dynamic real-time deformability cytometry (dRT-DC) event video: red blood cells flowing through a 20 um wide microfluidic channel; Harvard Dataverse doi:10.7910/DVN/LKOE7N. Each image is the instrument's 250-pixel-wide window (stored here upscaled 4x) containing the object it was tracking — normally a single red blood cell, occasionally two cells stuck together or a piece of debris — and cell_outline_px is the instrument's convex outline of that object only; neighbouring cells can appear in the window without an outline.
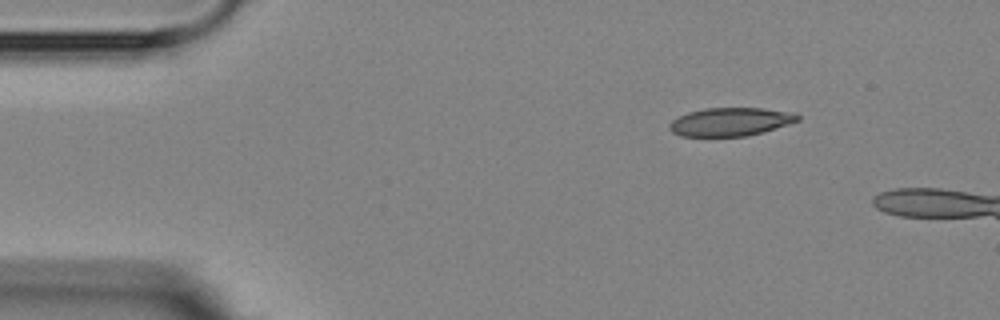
{"species": "Egyptian fruit bat (a non-hibernating species)", "species_latin": "Rousettus aegyptiacus", "temperature_condition": "room temperature", "stored_images_in_passage": 3, "camera_frame_rate_fps": 3000, "um_per_image_px": 0.085, "animal": {"sex": "female"}, "frame": {"image": 1, "passage_image": 1, "time_ms": 0.0, "image_size_px": [1000, 320], "cell_outline_px": [[800, 120], [764, 132], [748, 136], [680, 136], [672, 132], [668, 128], [668, 124], [672, 120], [688, 112], [704, 108], [764, 108], [796, 112], [800, 116]], "centroid_in_image_um": [62.11, 10.35], "position_along_channel_um": 22.9, "area_um2": 21.39}}